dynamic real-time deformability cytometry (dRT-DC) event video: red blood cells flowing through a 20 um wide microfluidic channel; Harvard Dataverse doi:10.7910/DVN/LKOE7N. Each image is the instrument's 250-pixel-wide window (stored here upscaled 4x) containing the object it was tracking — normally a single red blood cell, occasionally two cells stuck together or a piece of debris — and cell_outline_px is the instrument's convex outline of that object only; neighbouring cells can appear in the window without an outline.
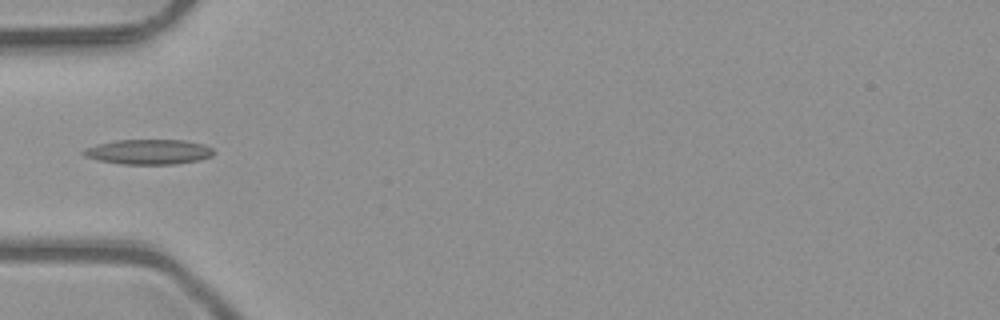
{"species": "common noctule bat (a hibernating species)", "species_latin": "Nyctalus noctula", "temperature_condition": "room temperature", "stored_images_in_passage": 4, "camera_frame_rate_fps": 3000, "um_per_image_px": 0.085, "animal": {"sex": "male", "body_mass_g": 23.1, "forearm_length_mm": 52.7}, "frame": {"image": 1, "passage_image": 4, "time_ms": 1.0, "image_size_px": [1000, 320], "cell_outline_px": [[216, 152], [212, 156], [200, 160], [176, 164], [120, 164], [96, 160], [84, 156], [80, 152], [84, 148], [96, 144], [116, 140], [184, 140], [204, 144], [212, 148]], "centroid_in_image_um": [12.62, 12.91], "position_along_channel_um": 72.4, "area_um2": 19.25}}